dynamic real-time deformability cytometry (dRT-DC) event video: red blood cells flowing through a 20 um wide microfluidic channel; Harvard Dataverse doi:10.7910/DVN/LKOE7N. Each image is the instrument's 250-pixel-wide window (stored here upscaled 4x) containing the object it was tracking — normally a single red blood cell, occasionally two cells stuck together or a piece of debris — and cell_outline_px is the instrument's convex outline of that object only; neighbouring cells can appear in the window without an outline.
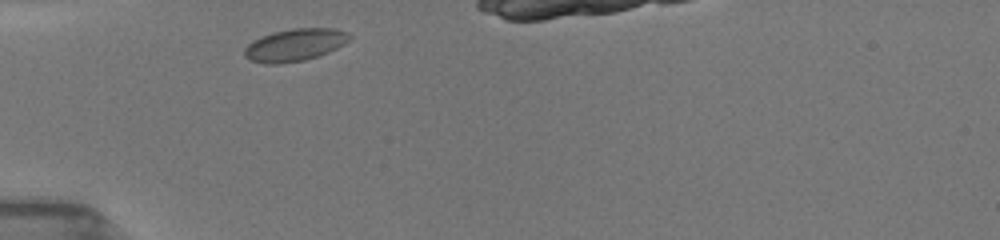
{"species": "common noctule bat (a hibernating species)", "species_latin": "Nyctalus noctula", "temperature_condition": "room temperature", "stored_images_in_passage": 3, "camera_frame_rate_fps": 3000, "um_per_image_px": 0.085, "animal": {"sex": "female", "body_mass_g": 19.5, "forearm_length_mm": 54.1}, "frame": {"image": 1, "passage_image": 1, "time_ms": 0.0, "image_size_px": [1000, 240], "cell_outline_px": [[352, 36], [344, 44], [328, 52], [304, 60], [280, 64], [268, 64], [248, 60], [244, 56], [244, 48], [252, 40], [260, 36], [272, 32], [292, 28], [332, 28], [348, 32]], "centroid_in_image_um": [25.02, 3.81], "position_along_channel_um": 60.0, "area_um2": 19.94}}
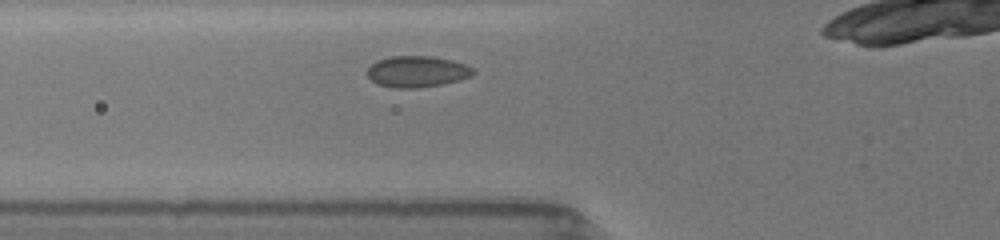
{"frame": {"image": 2, "passage_image": 3, "time_ms": 1.0, "image_size_px": [1000, 240], "cell_outline_px": [[476, 72], [472, 76], [444, 84], [416, 88], [396, 88], [376, 84], [368, 76], [368, 68], [376, 60], [388, 56], [432, 56], [452, 60], [464, 64], [472, 68]], "centroid_in_image_um": [35.45, 6.08], "position_along_channel_um": 90.4, "area_um2": 19.36}}